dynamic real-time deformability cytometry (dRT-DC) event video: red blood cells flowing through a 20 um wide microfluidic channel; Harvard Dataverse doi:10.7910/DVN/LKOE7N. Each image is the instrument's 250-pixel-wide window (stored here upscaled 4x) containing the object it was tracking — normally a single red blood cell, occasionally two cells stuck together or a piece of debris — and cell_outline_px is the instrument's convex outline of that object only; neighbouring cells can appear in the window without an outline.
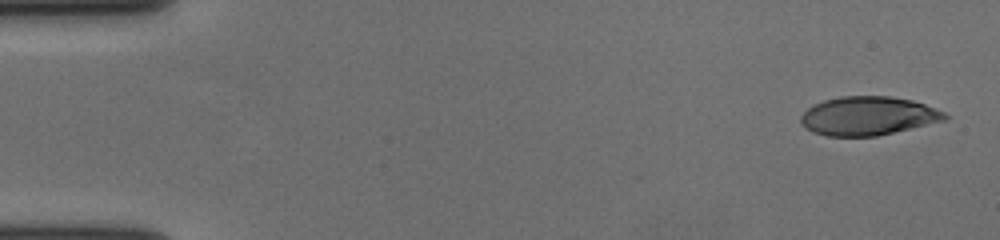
{"species": "human", "species_latin": "Homo sapiens", "temperature_condition": "cold", "stored_images_in_passage": 56, "camera_frame_rate_fps": 3000, "um_per_image_px": 0.085, "donor": {"sex": "female"}, "frame": {"image": 1, "passage_image": 1, "time_ms": 0.0, "image_size_px": [1000, 240], "cell_outline_px": [[948, 120], [876, 136], [824, 136], [812, 132], [804, 128], [800, 124], [800, 116], [812, 104], [824, 100], [840, 96], [888, 96], [912, 100], [924, 104], [944, 112], [948, 116]], "centroid_in_image_um": [73.75, 9.86], "position_along_channel_um": 11.3, "area_um2": 32.71}}
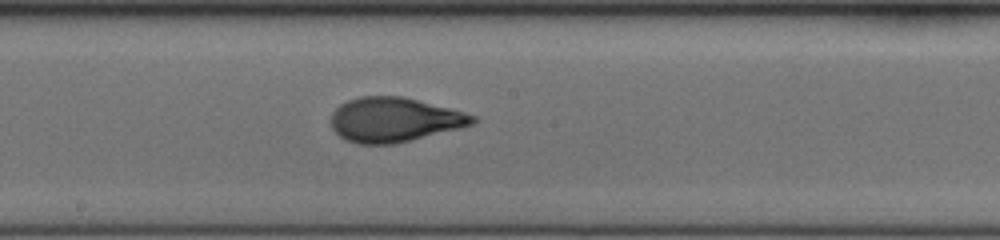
{"frame": {"image": 2, "passage_image": 30, "time_ms": 9.667, "image_size_px": [1000, 240], "cell_outline_px": [[476, 120], [472, 124], [460, 128], [396, 144], [356, 144], [344, 140], [332, 128], [332, 112], [340, 104], [348, 100], [360, 96], [404, 96], [464, 112], [476, 116]], "centroid_in_image_um": [33.49, 10.18], "position_along_channel_um": 214.7, "area_um2": 36.76}}
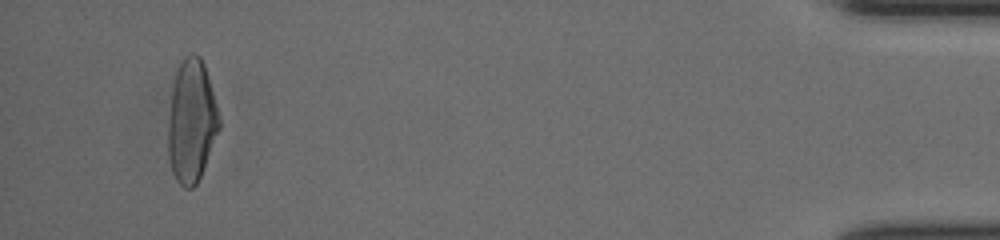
{"frame": {"image": 3, "passage_image": 53, "time_ms": 17.333, "image_size_px": [1000, 240], "cell_outline_px": [[220, 128], [200, 176], [196, 184], [192, 188], [184, 188], [176, 180], [172, 172], [168, 156], [168, 120], [172, 84], [180, 60], [184, 56], [192, 52], [196, 52], [200, 56], [204, 64], [220, 116]], "centroid_in_image_um": [16.26, 10.26], "position_along_channel_um": 418.9, "area_um2": 36.76}, "authors_computed_cell_mechanics": {"area_um2": 35.6626, "velocity_mm_per_s": 3.6523, "shape_relaxation_time_tau1_ms": 5.1478, "shape_relaxation_time_tau2_ms": 0.9009, "deformation_change_tau1": 0.2227, "deformation_change_tau2": 0.0694}}